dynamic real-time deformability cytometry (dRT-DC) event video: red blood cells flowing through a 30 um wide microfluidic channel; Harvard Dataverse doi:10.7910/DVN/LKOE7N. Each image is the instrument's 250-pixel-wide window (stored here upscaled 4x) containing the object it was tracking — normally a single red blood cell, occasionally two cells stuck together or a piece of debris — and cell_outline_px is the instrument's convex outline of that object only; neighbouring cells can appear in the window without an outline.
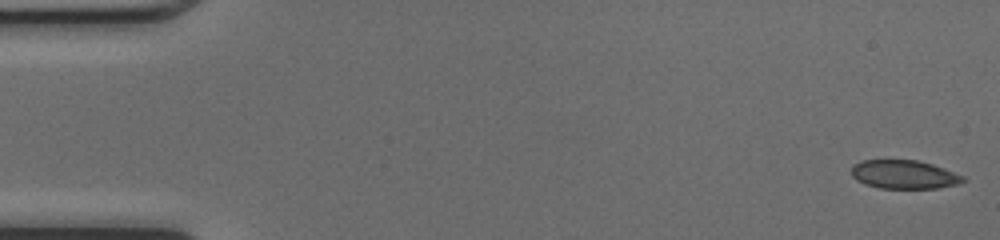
{"species": "common noctule bat (a hibernating species)", "species_latin": "Nyctalus noctula", "temperature_condition": "cold", "stored_images_in_passage": 49, "camera_frame_rate_fps": 3000, "um_per_image_px": 0.085, "animal": {"sex": "female", "body_mass_g": 17.0, "forearm_length_mm": 48.0}, "frame": {"image": 1, "passage_image": 1, "time_ms": 0.0, "image_size_px": [1000, 240], "cell_outline_px": [[968, 180], [956, 184], [936, 188], [880, 188], [864, 184], [856, 180], [852, 176], [852, 164], [860, 160], [916, 160], [932, 164], [944, 168], [964, 176]], "centroid_in_image_um": [76.82, 14.82], "position_along_channel_um": 8.2, "area_um2": 18.67}}
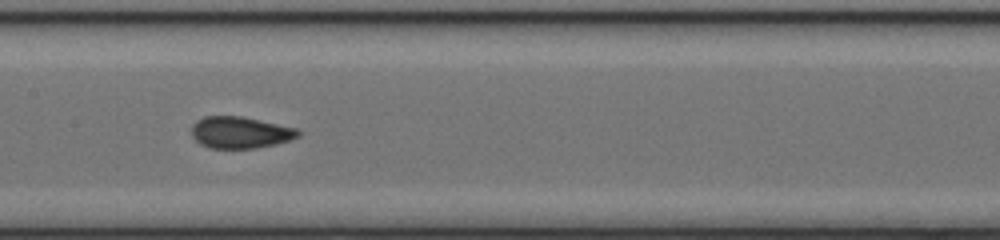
{"frame": {"image": 2, "passage_image": 24, "time_ms": 7.667, "image_size_px": [1000, 240], "cell_outline_px": [[300, 136], [292, 140], [276, 144], [256, 148], [208, 148], [200, 144], [192, 136], [192, 124], [196, 120], [204, 116], [240, 116], [296, 128], [300, 132]], "centroid_in_image_um": [20.41, 11.26], "position_along_channel_um": 187.0, "area_um2": 19.71}}
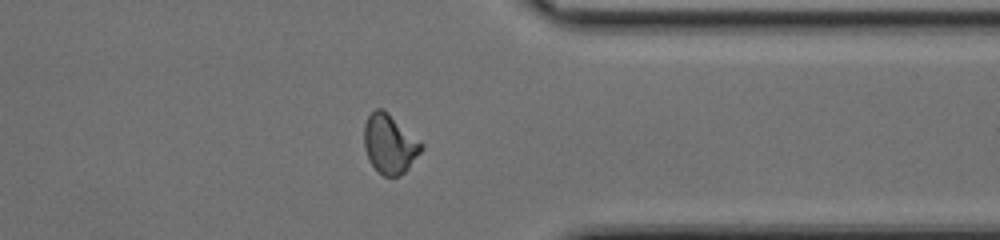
{"frame": {"image": 3, "passage_image": 38, "time_ms": 12.333, "image_size_px": [1000, 240], "cell_outline_px": [[424, 148], [408, 168], [400, 176], [384, 176], [368, 160], [364, 148], [364, 124], [368, 116], [376, 108], [384, 108], [424, 144]], "centroid_in_image_um": [33.12, 12.21], "position_along_channel_um": 378.3, "area_um2": 19.83}, "authors_computed_cell_mechanics": {"area_um2": 19.7098, "velocity_mm_per_s": 4.266, "shape_relaxation_time_tau1_ms": null, "shape_relaxation_time_tau2_ms": 0.9243, "deformation_change_tau1": null, "deformation_change_tau2": 0.0614}}